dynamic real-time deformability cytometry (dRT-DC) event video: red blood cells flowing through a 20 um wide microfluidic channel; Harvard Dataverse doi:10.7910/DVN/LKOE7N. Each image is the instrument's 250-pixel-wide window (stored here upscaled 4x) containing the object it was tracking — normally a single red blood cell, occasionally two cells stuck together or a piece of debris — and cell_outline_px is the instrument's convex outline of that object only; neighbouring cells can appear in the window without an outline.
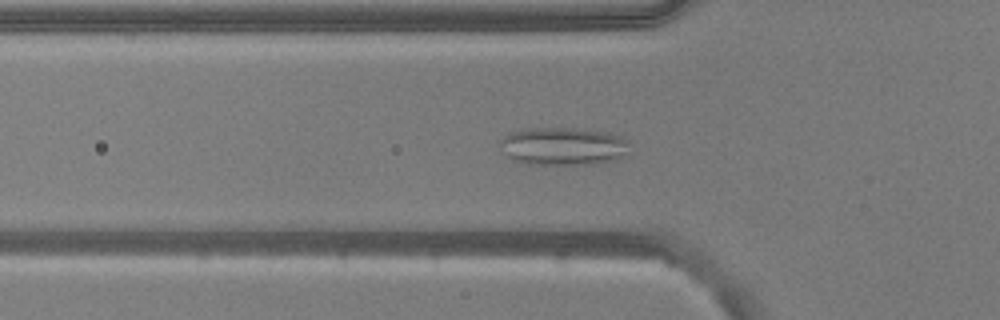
{"species": "common noctule bat (a hibernating species)", "species_latin": "Nyctalus noctula", "temperature_condition": "warm", "stored_images_in_passage": 54, "camera_frame_rate_fps": 3000, "um_per_image_px": 0.085, "animal": {"sex": "male", "body_mass_g": 20.5, "forearm_length_mm": 52.5}, "frame": {"image": 1, "passage_image": 18, "time_ms": 5.667, "image_size_px": [1000, 320], "cell_outline_px": [[628, 156], [616, 160], [596, 164], [528, 164], [512, 160], [504, 152], [500, 144], [500, 140], [508, 132], [524, 128], [580, 128], [608, 132], [624, 136], [628, 140]], "centroid_in_image_um": [47.92, 12.42], "position_along_channel_um": 77.9, "area_um2": 29.25}}
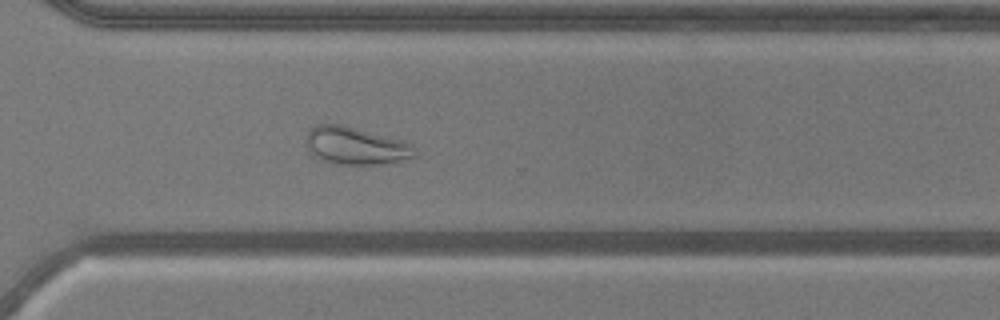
{"frame": {"image": 2, "passage_image": 39, "time_ms": 12.667, "image_size_px": [1000, 320], "cell_outline_px": [[416, 156], [392, 164], [336, 164], [324, 160], [308, 152], [304, 144], [304, 140], [312, 124], [340, 124], [404, 140], [412, 144], [416, 152]], "centroid_in_image_um": [30.22, 12.39], "position_along_channel_um": 340.4, "area_um2": 24.22}}
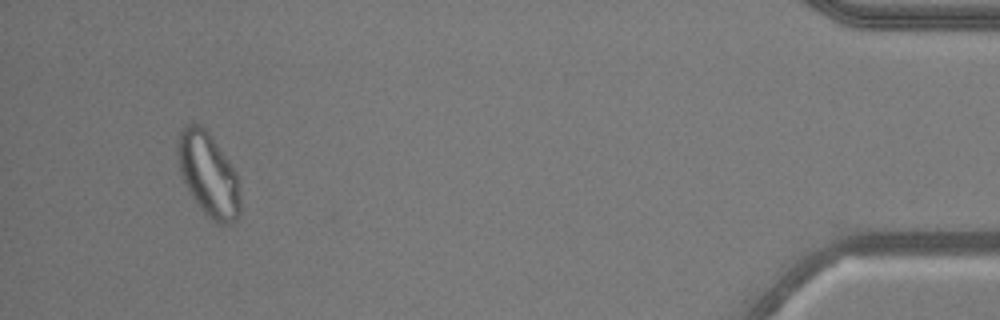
{"frame": {"image": 3, "passage_image": 51, "time_ms": 16.667, "image_size_px": [1000, 320], "cell_outline_px": [[240, 212], [236, 220], [228, 224], [216, 224], [200, 208], [192, 196], [180, 176], [176, 152], [176, 144], [180, 128], [184, 124], [192, 120], [200, 124], [208, 132], [228, 160], [236, 172], [240, 196]], "centroid_in_image_um": [17.66, 14.79], "position_along_channel_um": 417.5, "area_um2": 30.92}, "authors_computed_cell_mechanics": {"area_um2": 28.3509, "velocity_mm_per_s": 3.7392, "shape_relaxation_time_tau1_ms": null, "shape_relaxation_time_tau2_ms": 1.0735, "deformation_change_tau1": null, "deformation_change_tau2": 0.0853}}